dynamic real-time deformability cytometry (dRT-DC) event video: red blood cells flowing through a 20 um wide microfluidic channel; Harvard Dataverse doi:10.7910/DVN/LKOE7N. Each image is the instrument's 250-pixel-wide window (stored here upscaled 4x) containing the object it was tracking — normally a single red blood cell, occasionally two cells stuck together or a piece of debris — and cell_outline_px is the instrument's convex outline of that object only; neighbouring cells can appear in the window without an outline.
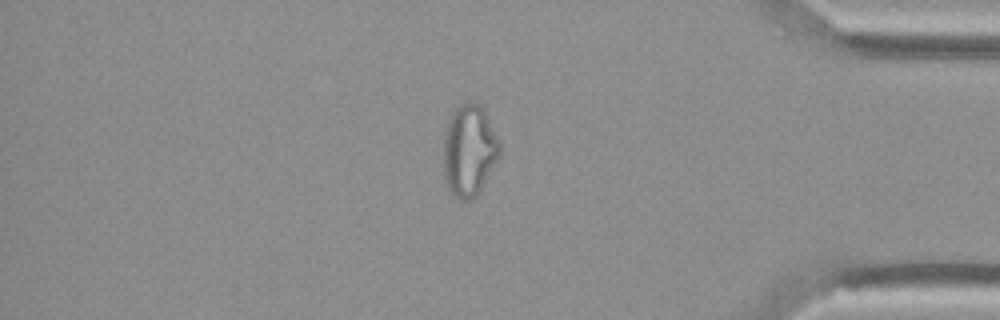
{"species": "Egyptian fruit bat (a non-hibernating species)", "species_latin": "Rousettus aegyptiacus", "temperature_condition": "cold", "stored_images_in_passage": 55, "camera_frame_rate_fps": 3000, "um_per_image_px": 0.085, "animal": {"sex": "female"}, "frame": {"image": 1, "passage_image": 47, "time_ms": 15.333, "image_size_px": [1000, 320], "cell_outline_px": [[500, 156], [476, 196], [468, 200], [464, 200], [456, 196], [448, 188], [444, 172], [444, 132], [448, 120], [456, 104], [472, 100], [476, 100], [484, 108], [500, 144]], "centroid_in_image_um": [39.88, 12.7], "position_along_channel_um": 395.3, "area_um2": 30.11}}